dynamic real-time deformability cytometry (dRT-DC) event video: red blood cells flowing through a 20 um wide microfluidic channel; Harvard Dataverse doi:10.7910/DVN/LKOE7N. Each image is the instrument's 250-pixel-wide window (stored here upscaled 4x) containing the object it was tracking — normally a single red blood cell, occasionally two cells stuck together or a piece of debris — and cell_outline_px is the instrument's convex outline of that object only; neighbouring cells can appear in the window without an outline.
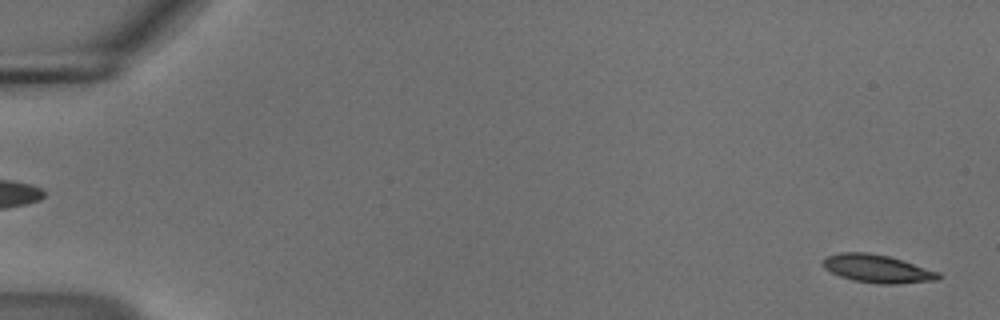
{"species": "common noctule bat (a hibernating species)", "species_latin": "Nyctalus noctula", "temperature_condition": "cold", "stored_images_in_passage": 56, "camera_frame_rate_fps": 3000, "um_per_image_px": 0.085, "animal": {"sex": "male", "body_mass_g": 18.8}, "frame": {"image": 1, "passage_image": 2, "time_ms": 0.333, "image_size_px": [1000, 320], "cell_outline_px": [[940, 280], [896, 284], [880, 284], [852, 280], [840, 276], [824, 268], [824, 260], [828, 256], [840, 252], [868, 252], [888, 256], [940, 272]], "centroid_in_image_um": [74.6, 22.85], "position_along_channel_um": 10.4, "area_um2": 18.73}}
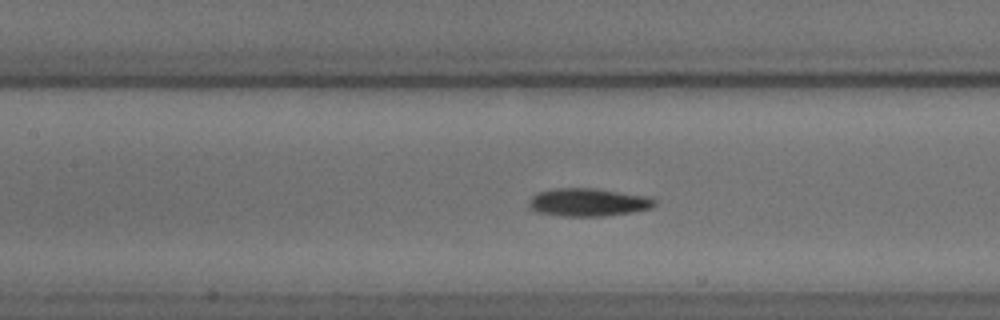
{"frame": {"image": 2, "passage_image": 26, "time_ms": 8.333, "image_size_px": [1000, 320], "cell_outline_px": [[660, 200], [652, 208], [632, 212], [604, 216], [564, 216], [536, 212], [528, 208], [528, 200], [532, 196], [540, 192], [556, 188], [592, 188], [648, 196]], "centroid_in_image_um": [50.01, 17.2], "position_along_channel_um": 157.4, "area_um2": 20.63}}
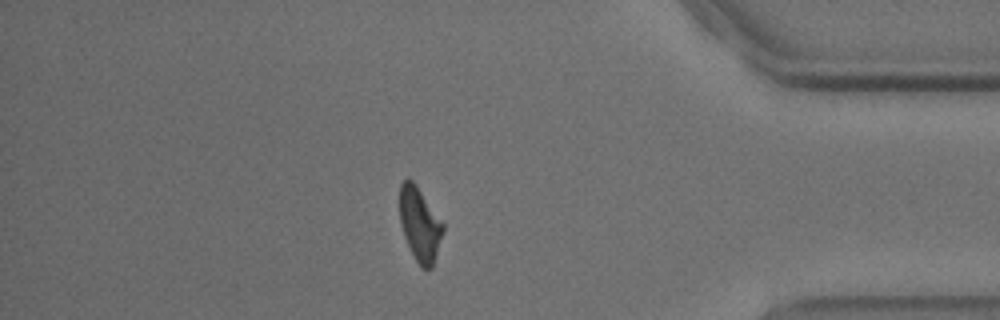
{"frame": {"image": 3, "passage_image": 48, "time_ms": 15.667, "image_size_px": [1000, 320], "cell_outline_px": [[444, 232], [432, 268], [420, 268], [404, 236], [400, 224], [400, 184], [404, 180], [412, 180], [416, 184], [444, 224]], "centroid_in_image_um": [35.69, 19.08], "position_along_channel_um": 399.5, "area_um2": 18.5}, "authors_computed_cell_mechanics": {"area_um2": 19.4208, "velocity_mm_per_s": 3.6924, "shape_relaxation_time_tau1_ms": 4.7736, "shape_relaxation_time_tau2_ms": null, "deformation_change_tau1": 0.1675, "deformation_change_tau2": null}}